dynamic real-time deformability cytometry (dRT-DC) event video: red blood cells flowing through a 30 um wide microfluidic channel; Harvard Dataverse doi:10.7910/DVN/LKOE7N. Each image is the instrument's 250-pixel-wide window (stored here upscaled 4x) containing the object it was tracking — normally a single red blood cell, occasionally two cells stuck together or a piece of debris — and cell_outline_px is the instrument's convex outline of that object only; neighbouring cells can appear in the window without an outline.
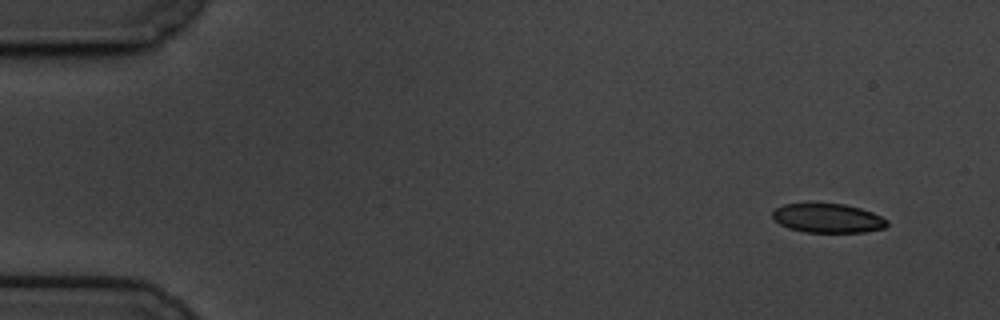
{"species": "common noctule bat (a hibernating species)", "species_latin": "Nyctalus noctula", "temperature_condition": "cold", "stored_images_in_passage": 56, "camera_frame_rate_fps": 3000, "um_per_image_px": 0.085, "animal": {"sex": "male", "body_mass_g": 19.5, "forearm_length_mm": 54.6}, "frame": {"image": 1, "passage_image": 1, "time_ms": 0.0, "image_size_px": [1000, 320], "cell_outline_px": [[888, 224], [884, 228], [864, 232], [804, 232], [788, 228], [780, 224], [772, 216], [772, 212], [776, 208], [784, 204], [844, 204], [860, 208], [872, 212], [888, 220]], "centroid_in_image_um": [70.37, 18.55], "position_along_channel_um": 14.6, "area_um2": 19.31}}
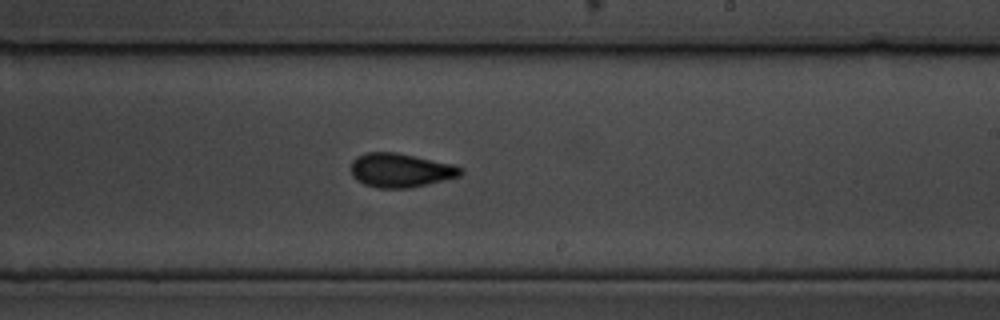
{"frame": {"image": 2, "passage_image": 32, "time_ms": 10.333, "image_size_px": [1000, 320], "cell_outline_px": [[464, 172], [460, 176], [428, 184], [408, 188], [376, 188], [364, 184], [356, 180], [352, 176], [352, 160], [356, 156], [368, 152], [396, 152], [452, 164], [464, 168]], "centroid_in_image_um": [34.05, 14.48], "position_along_channel_um": 255.0, "area_um2": 21.79}}
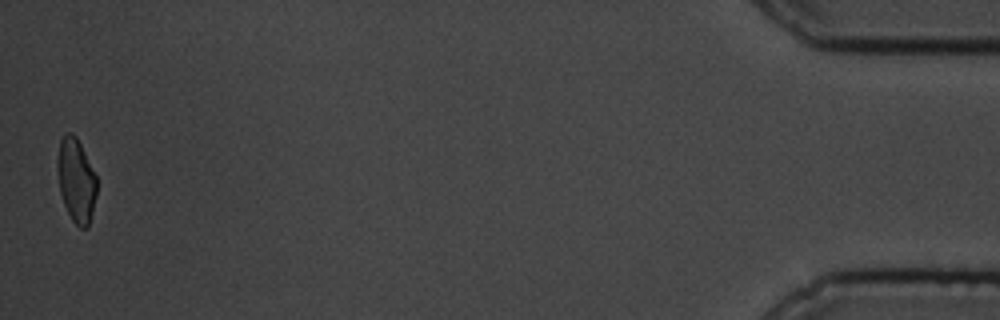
{"frame": {"image": 3, "passage_image": 55, "time_ms": 18.0, "image_size_px": [1000, 320], "cell_outline_px": [[96, 196], [88, 228], [80, 228], [72, 220], [64, 204], [60, 192], [56, 168], [56, 164], [60, 140], [68, 132], [72, 132], [76, 136], [96, 176]], "centroid_in_image_um": [6.46, 15.33], "position_along_channel_um": 428.7, "area_um2": 19.07}, "authors_computed_cell_mechanics": {"area_um2": 21.1259, "velocity_mm_per_s": 3.4186, "shape_relaxation_time_tau1_ms": 4.069, "shape_relaxation_time_tau2_ms": 1.3455, "deformation_change_tau1": 0.1234, "deformation_change_tau2": 0.0544}}